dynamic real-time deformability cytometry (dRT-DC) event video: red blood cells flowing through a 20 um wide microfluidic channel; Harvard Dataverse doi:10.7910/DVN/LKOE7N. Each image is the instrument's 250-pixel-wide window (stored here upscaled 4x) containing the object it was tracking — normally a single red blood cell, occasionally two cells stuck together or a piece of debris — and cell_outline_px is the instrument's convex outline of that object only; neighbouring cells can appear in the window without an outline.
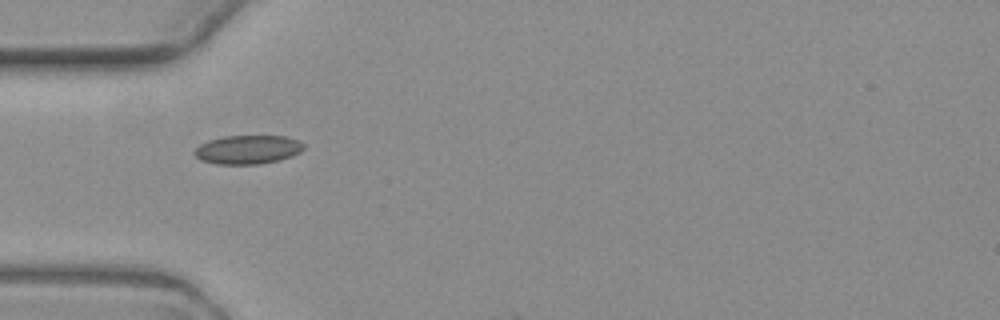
{"species": "common noctule bat (a hibernating species)", "species_latin": "Nyctalus noctula", "temperature_condition": "warm", "stored_images_in_passage": 2, "segment_of_instrument_passage": [1, 2], "camera_frame_rate_fps": 3000, "um_per_image_px": 0.085, "animal": {"sex": "female", "body_mass_g": 19.3, "forearm_length_mm": 54.1}, "frame": {"image": 1, "passage_image": 1, "time_ms": 0.0, "image_size_px": [1000, 320], "cell_outline_px": [[304, 148], [300, 152], [292, 156], [280, 160], [260, 164], [216, 164], [200, 160], [192, 152], [200, 144], [208, 140], [224, 136], [284, 136], [300, 140], [304, 144]], "centroid_in_image_um": [21.06, 12.71], "position_along_channel_um": 63.9, "area_um2": 18.5}}